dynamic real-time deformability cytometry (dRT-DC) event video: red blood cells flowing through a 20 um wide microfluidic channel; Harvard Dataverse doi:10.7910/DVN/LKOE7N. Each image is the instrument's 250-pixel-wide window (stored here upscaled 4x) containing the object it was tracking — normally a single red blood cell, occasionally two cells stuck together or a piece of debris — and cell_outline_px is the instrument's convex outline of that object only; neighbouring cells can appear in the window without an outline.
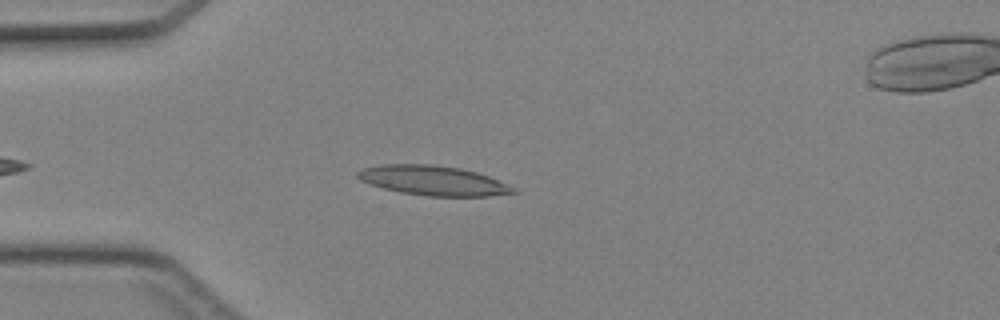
{"species": "Egyptian fruit bat (a non-hibernating species)", "species_latin": "Rousettus aegyptiacus", "temperature_condition": "cold", "stored_images_in_passage": 36, "camera_frame_rate_fps": 3000, "um_per_image_px": 0.085, "animal": {"sex": "female"}, "frame": {"image": 1, "passage_image": 6, "time_ms": 1.667, "image_size_px": [1000, 320], "cell_outline_px": [[520, 192], [488, 196], [428, 196], [400, 192], [384, 188], [360, 180], [356, 176], [356, 172], [364, 168], [380, 164], [436, 164], [460, 168], [476, 172], [488, 176], [516, 188]], "centroid_in_image_um": [36.83, 15.34], "position_along_channel_um": 48.2, "area_um2": 26.88}}
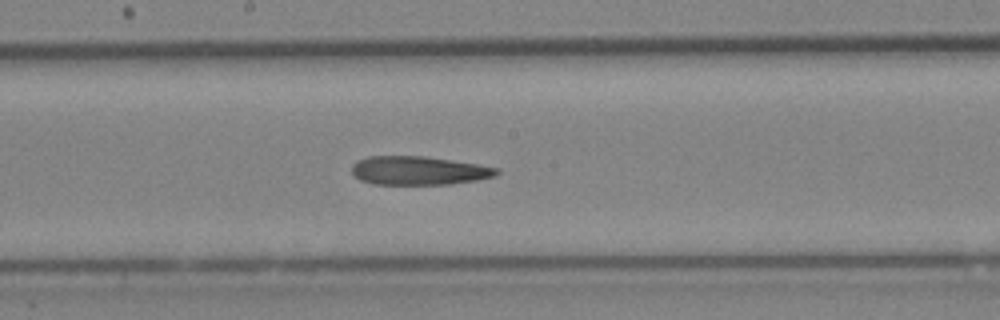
{"frame": {"image": 2, "passage_image": 18, "time_ms": 5.667, "image_size_px": [1000, 320], "cell_outline_px": [[500, 172], [496, 176], [476, 180], [448, 184], [372, 184], [360, 180], [352, 172], [352, 164], [356, 160], [368, 156], [424, 156], [476, 164], [500, 168]], "centroid_in_image_um": [35.57, 14.5], "position_along_channel_um": 212.6, "area_um2": 24.16}}
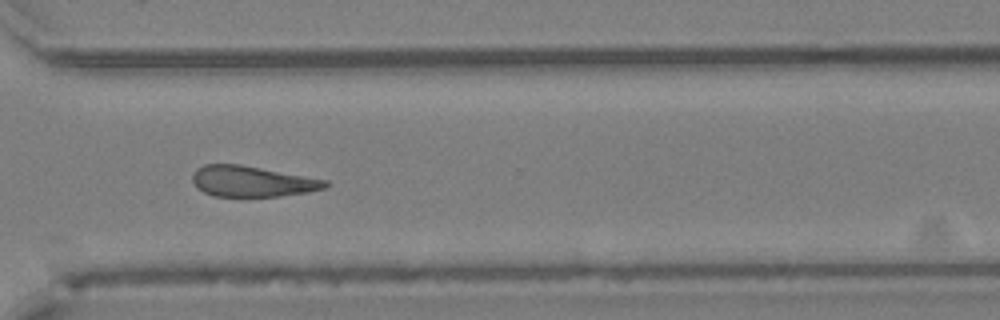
{"frame": {"image": 3, "passage_image": 27, "time_ms": 8.667, "image_size_px": [1000, 320], "cell_outline_px": [[332, 184], [328, 188], [308, 192], [280, 196], [216, 196], [204, 192], [196, 188], [192, 180], [192, 176], [196, 168], [204, 164], [240, 164], [328, 180]], "centroid_in_image_um": [21.46, 15.41], "position_along_channel_um": 349.1, "area_um2": 23.99}}